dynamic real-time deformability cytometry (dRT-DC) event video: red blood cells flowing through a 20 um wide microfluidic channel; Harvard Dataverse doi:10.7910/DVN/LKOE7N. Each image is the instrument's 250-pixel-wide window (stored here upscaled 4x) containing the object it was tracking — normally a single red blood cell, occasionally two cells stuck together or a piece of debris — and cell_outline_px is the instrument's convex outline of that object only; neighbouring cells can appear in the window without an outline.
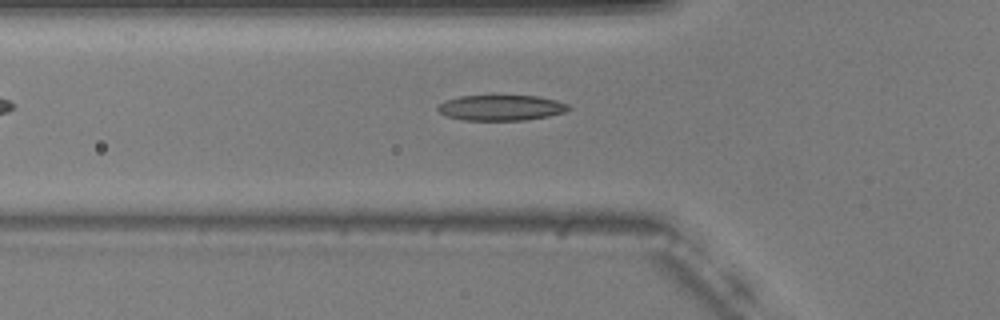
{"species": "common noctule bat (a hibernating species)", "species_latin": "Nyctalus noctula", "temperature_condition": "warm", "stored_images_in_passage": 43, "camera_frame_rate_fps": 3000, "um_per_image_px": 0.085, "animal": {"sex": "male", "body_mass_g": 20.5, "forearm_length_mm": 52.5}, "frame": {"image": 1, "passage_image": 10, "time_ms": 3.0, "image_size_px": [1000, 320], "cell_outline_px": [[572, 108], [564, 112], [548, 116], [524, 120], [464, 120], [448, 116], [440, 112], [436, 108], [444, 100], [460, 96], [540, 96], [556, 100], [568, 104]], "centroid_in_image_um": [42.61, 9.15], "position_along_channel_um": 83.2, "area_um2": 19.36}}
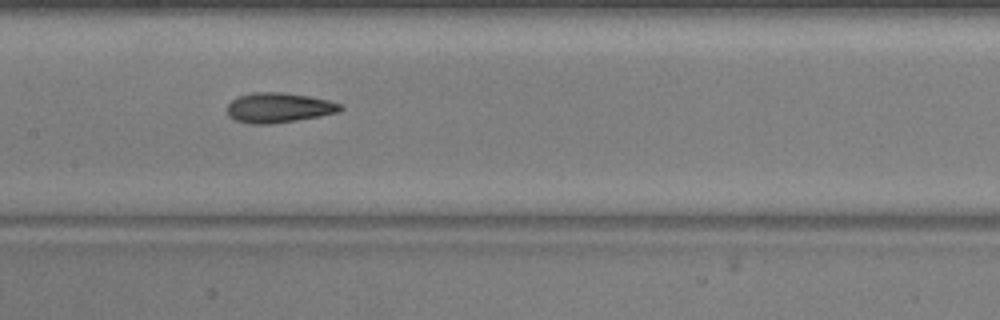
{"frame": {"image": 2, "passage_image": 18, "time_ms": 5.667, "image_size_px": [1000, 320], "cell_outline_px": [[344, 108], [340, 112], [320, 116], [272, 124], [248, 124], [236, 120], [228, 116], [228, 104], [232, 100], [240, 96], [252, 92], [280, 92], [308, 96], [328, 100], [340, 104]], "centroid_in_image_um": [23.69, 9.16], "position_along_channel_um": 183.7, "area_um2": 19.71}}
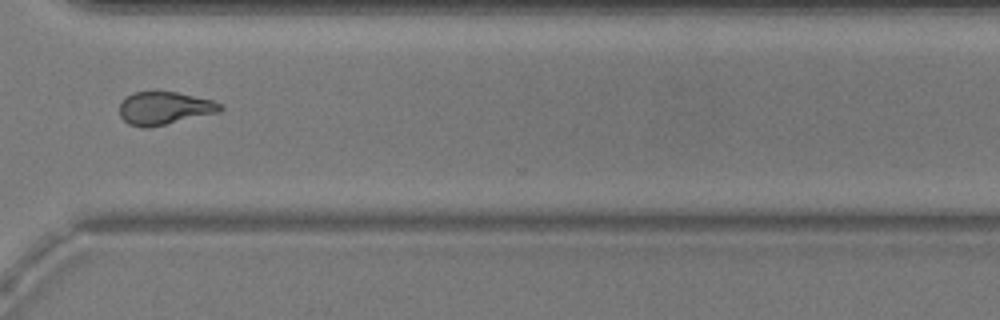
{"frame": {"image": 3, "passage_image": 32, "time_ms": 10.333, "image_size_px": [1000, 320], "cell_outline_px": [[224, 108], [220, 112], [148, 128], [144, 128], [128, 124], [120, 116], [120, 104], [132, 92], [176, 92], [212, 100], [224, 104]], "centroid_in_image_um": [14.01, 9.2], "position_along_channel_um": 356.6, "area_um2": 19.25}, "authors_computed_cell_mechanics": {"area_um2": 19.3052, "velocity_mm_per_s": 3.7204, "shape_relaxation_time_tau1_ms": 5.0294, "shape_relaxation_time_tau2_ms": 3.0353, "deformation_change_tau1": 0.1741, "deformation_change_tau2": 0.1196}}